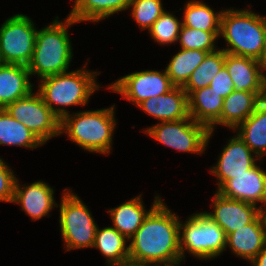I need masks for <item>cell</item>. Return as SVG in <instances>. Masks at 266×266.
I'll list each match as a JSON object with an SVG mask.
<instances>
[{"label": "cell", "instance_id": "9a60e30c", "mask_svg": "<svg viewBox=\"0 0 266 266\" xmlns=\"http://www.w3.org/2000/svg\"><path fill=\"white\" fill-rule=\"evenodd\" d=\"M17 179L12 203L21 204V209L31 217L32 220H39L48 216L53 207H58L54 201V190L48 183L35 181L30 185H21Z\"/></svg>", "mask_w": 266, "mask_h": 266}, {"label": "cell", "instance_id": "7c38bea8", "mask_svg": "<svg viewBox=\"0 0 266 266\" xmlns=\"http://www.w3.org/2000/svg\"><path fill=\"white\" fill-rule=\"evenodd\" d=\"M212 199L214 211L204 213L224 230L226 237L252 223L261 214L260 206L226 198L217 191Z\"/></svg>", "mask_w": 266, "mask_h": 266}, {"label": "cell", "instance_id": "3957f363", "mask_svg": "<svg viewBox=\"0 0 266 266\" xmlns=\"http://www.w3.org/2000/svg\"><path fill=\"white\" fill-rule=\"evenodd\" d=\"M228 44L225 53L265 63V17L250 9H226L221 15L220 37Z\"/></svg>", "mask_w": 266, "mask_h": 266}, {"label": "cell", "instance_id": "74e56055", "mask_svg": "<svg viewBox=\"0 0 266 266\" xmlns=\"http://www.w3.org/2000/svg\"><path fill=\"white\" fill-rule=\"evenodd\" d=\"M261 214L263 216L265 226H266V206L264 208H261Z\"/></svg>", "mask_w": 266, "mask_h": 266}, {"label": "cell", "instance_id": "d6986e66", "mask_svg": "<svg viewBox=\"0 0 266 266\" xmlns=\"http://www.w3.org/2000/svg\"><path fill=\"white\" fill-rule=\"evenodd\" d=\"M223 102L224 98L209 86L194 90L188 96L189 115L213 132L215 125H220Z\"/></svg>", "mask_w": 266, "mask_h": 266}, {"label": "cell", "instance_id": "ba28073f", "mask_svg": "<svg viewBox=\"0 0 266 266\" xmlns=\"http://www.w3.org/2000/svg\"><path fill=\"white\" fill-rule=\"evenodd\" d=\"M143 132L160 144L177 151L202 154L213 132L190 116L177 121L159 122Z\"/></svg>", "mask_w": 266, "mask_h": 266}, {"label": "cell", "instance_id": "d590c367", "mask_svg": "<svg viewBox=\"0 0 266 266\" xmlns=\"http://www.w3.org/2000/svg\"><path fill=\"white\" fill-rule=\"evenodd\" d=\"M264 71H266V63H264ZM263 100L266 101V75L263 78Z\"/></svg>", "mask_w": 266, "mask_h": 266}, {"label": "cell", "instance_id": "4fadbf2b", "mask_svg": "<svg viewBox=\"0 0 266 266\" xmlns=\"http://www.w3.org/2000/svg\"><path fill=\"white\" fill-rule=\"evenodd\" d=\"M253 154L252 150L238 135L232 137L227 145L224 146L220 156H218L219 158L215 166L210 169V172L218 180V188L216 191L229 179L251 169L256 164L257 159L260 160Z\"/></svg>", "mask_w": 266, "mask_h": 266}, {"label": "cell", "instance_id": "83f0119b", "mask_svg": "<svg viewBox=\"0 0 266 266\" xmlns=\"http://www.w3.org/2000/svg\"><path fill=\"white\" fill-rule=\"evenodd\" d=\"M184 7L182 25L203 31H220L223 10L215 12L199 0L188 1Z\"/></svg>", "mask_w": 266, "mask_h": 266}, {"label": "cell", "instance_id": "44dd1931", "mask_svg": "<svg viewBox=\"0 0 266 266\" xmlns=\"http://www.w3.org/2000/svg\"><path fill=\"white\" fill-rule=\"evenodd\" d=\"M263 100V92L236 91L224 98L220 125L235 129L244 122Z\"/></svg>", "mask_w": 266, "mask_h": 266}, {"label": "cell", "instance_id": "4dcf8cb0", "mask_svg": "<svg viewBox=\"0 0 266 266\" xmlns=\"http://www.w3.org/2000/svg\"><path fill=\"white\" fill-rule=\"evenodd\" d=\"M181 26L182 22L175 15L164 11L148 31L154 41L168 45L178 40Z\"/></svg>", "mask_w": 266, "mask_h": 266}, {"label": "cell", "instance_id": "836d02e7", "mask_svg": "<svg viewBox=\"0 0 266 266\" xmlns=\"http://www.w3.org/2000/svg\"><path fill=\"white\" fill-rule=\"evenodd\" d=\"M209 87L214 89L223 98L235 90L232 79L225 66L214 76Z\"/></svg>", "mask_w": 266, "mask_h": 266}, {"label": "cell", "instance_id": "484cf974", "mask_svg": "<svg viewBox=\"0 0 266 266\" xmlns=\"http://www.w3.org/2000/svg\"><path fill=\"white\" fill-rule=\"evenodd\" d=\"M125 236L114 227L97 228L93 247L100 250L107 258L108 265L124 264L129 261V246Z\"/></svg>", "mask_w": 266, "mask_h": 266}, {"label": "cell", "instance_id": "d4e9b609", "mask_svg": "<svg viewBox=\"0 0 266 266\" xmlns=\"http://www.w3.org/2000/svg\"><path fill=\"white\" fill-rule=\"evenodd\" d=\"M44 143L20 121L0 108V145L22 146L35 149Z\"/></svg>", "mask_w": 266, "mask_h": 266}, {"label": "cell", "instance_id": "603a6c76", "mask_svg": "<svg viewBox=\"0 0 266 266\" xmlns=\"http://www.w3.org/2000/svg\"><path fill=\"white\" fill-rule=\"evenodd\" d=\"M237 135L262 159L266 154V101L262 100L255 111L235 129Z\"/></svg>", "mask_w": 266, "mask_h": 266}, {"label": "cell", "instance_id": "f1b7e54d", "mask_svg": "<svg viewBox=\"0 0 266 266\" xmlns=\"http://www.w3.org/2000/svg\"><path fill=\"white\" fill-rule=\"evenodd\" d=\"M225 63V52L219 49L208 53L201 64L192 72L183 89L189 96L194 90L208 87L214 76Z\"/></svg>", "mask_w": 266, "mask_h": 266}, {"label": "cell", "instance_id": "8992f818", "mask_svg": "<svg viewBox=\"0 0 266 266\" xmlns=\"http://www.w3.org/2000/svg\"><path fill=\"white\" fill-rule=\"evenodd\" d=\"M179 238L182 260L186 251L208 260L220 256L227 248L224 230L204 212L192 214L185 223L179 221Z\"/></svg>", "mask_w": 266, "mask_h": 266}, {"label": "cell", "instance_id": "1f68e13d", "mask_svg": "<svg viewBox=\"0 0 266 266\" xmlns=\"http://www.w3.org/2000/svg\"><path fill=\"white\" fill-rule=\"evenodd\" d=\"M161 0H131V15L141 30L150 29L153 23L165 11Z\"/></svg>", "mask_w": 266, "mask_h": 266}, {"label": "cell", "instance_id": "e575fe53", "mask_svg": "<svg viewBox=\"0 0 266 266\" xmlns=\"http://www.w3.org/2000/svg\"><path fill=\"white\" fill-rule=\"evenodd\" d=\"M250 263L253 266H266V247L263 248Z\"/></svg>", "mask_w": 266, "mask_h": 266}, {"label": "cell", "instance_id": "cb8c5ba5", "mask_svg": "<svg viewBox=\"0 0 266 266\" xmlns=\"http://www.w3.org/2000/svg\"><path fill=\"white\" fill-rule=\"evenodd\" d=\"M131 0H74L68 17L79 22H98L129 9Z\"/></svg>", "mask_w": 266, "mask_h": 266}, {"label": "cell", "instance_id": "9c48e42d", "mask_svg": "<svg viewBox=\"0 0 266 266\" xmlns=\"http://www.w3.org/2000/svg\"><path fill=\"white\" fill-rule=\"evenodd\" d=\"M30 17L16 14L0 27V59L3 64L27 66L35 47L37 29Z\"/></svg>", "mask_w": 266, "mask_h": 266}, {"label": "cell", "instance_id": "e0dca14e", "mask_svg": "<svg viewBox=\"0 0 266 266\" xmlns=\"http://www.w3.org/2000/svg\"><path fill=\"white\" fill-rule=\"evenodd\" d=\"M236 91L263 92L264 63L225 53V63Z\"/></svg>", "mask_w": 266, "mask_h": 266}, {"label": "cell", "instance_id": "f35d334b", "mask_svg": "<svg viewBox=\"0 0 266 266\" xmlns=\"http://www.w3.org/2000/svg\"><path fill=\"white\" fill-rule=\"evenodd\" d=\"M180 263H181V261H178V262H175V263L159 265V266H178V265H180Z\"/></svg>", "mask_w": 266, "mask_h": 266}, {"label": "cell", "instance_id": "7402d4cb", "mask_svg": "<svg viewBox=\"0 0 266 266\" xmlns=\"http://www.w3.org/2000/svg\"><path fill=\"white\" fill-rule=\"evenodd\" d=\"M150 210H146L141 194L129 201L108 210L111 215L113 227L128 240L141 227L143 220L149 212L162 200L159 195L154 198Z\"/></svg>", "mask_w": 266, "mask_h": 266}, {"label": "cell", "instance_id": "6da1fadb", "mask_svg": "<svg viewBox=\"0 0 266 266\" xmlns=\"http://www.w3.org/2000/svg\"><path fill=\"white\" fill-rule=\"evenodd\" d=\"M179 221L161 200L129 239V261L157 265L182 261Z\"/></svg>", "mask_w": 266, "mask_h": 266}, {"label": "cell", "instance_id": "d6a6232c", "mask_svg": "<svg viewBox=\"0 0 266 266\" xmlns=\"http://www.w3.org/2000/svg\"><path fill=\"white\" fill-rule=\"evenodd\" d=\"M16 180L13 170L0 158V201H13Z\"/></svg>", "mask_w": 266, "mask_h": 266}, {"label": "cell", "instance_id": "8fae6325", "mask_svg": "<svg viewBox=\"0 0 266 266\" xmlns=\"http://www.w3.org/2000/svg\"><path fill=\"white\" fill-rule=\"evenodd\" d=\"M174 87L165 70L162 73L157 70H145L125 75L107 88L120 93L122 98L137 106L142 101L163 95Z\"/></svg>", "mask_w": 266, "mask_h": 266}, {"label": "cell", "instance_id": "8d00e7d4", "mask_svg": "<svg viewBox=\"0 0 266 266\" xmlns=\"http://www.w3.org/2000/svg\"><path fill=\"white\" fill-rule=\"evenodd\" d=\"M130 266H159V265L147 264V263H136V262L130 261Z\"/></svg>", "mask_w": 266, "mask_h": 266}, {"label": "cell", "instance_id": "4316f807", "mask_svg": "<svg viewBox=\"0 0 266 266\" xmlns=\"http://www.w3.org/2000/svg\"><path fill=\"white\" fill-rule=\"evenodd\" d=\"M207 54L208 52L197 49L179 50L165 68L171 82L175 86L183 87Z\"/></svg>", "mask_w": 266, "mask_h": 266}, {"label": "cell", "instance_id": "60d3db41", "mask_svg": "<svg viewBox=\"0 0 266 266\" xmlns=\"http://www.w3.org/2000/svg\"><path fill=\"white\" fill-rule=\"evenodd\" d=\"M110 266H130V261H128L124 264H115V265H110Z\"/></svg>", "mask_w": 266, "mask_h": 266}, {"label": "cell", "instance_id": "ac0fdd59", "mask_svg": "<svg viewBox=\"0 0 266 266\" xmlns=\"http://www.w3.org/2000/svg\"><path fill=\"white\" fill-rule=\"evenodd\" d=\"M226 245L238 257L250 262L266 247V226L262 214L252 223L230 233Z\"/></svg>", "mask_w": 266, "mask_h": 266}, {"label": "cell", "instance_id": "f546056e", "mask_svg": "<svg viewBox=\"0 0 266 266\" xmlns=\"http://www.w3.org/2000/svg\"><path fill=\"white\" fill-rule=\"evenodd\" d=\"M219 37L220 31H203L182 25L177 41L181 44L180 49H197L211 53L218 50L214 43Z\"/></svg>", "mask_w": 266, "mask_h": 266}, {"label": "cell", "instance_id": "7a4b0ae2", "mask_svg": "<svg viewBox=\"0 0 266 266\" xmlns=\"http://www.w3.org/2000/svg\"><path fill=\"white\" fill-rule=\"evenodd\" d=\"M44 28L37 30L32 58L27 65L30 76L41 79L68 72L73 52L68 35V27L77 22L68 17L64 22L59 17Z\"/></svg>", "mask_w": 266, "mask_h": 266}, {"label": "cell", "instance_id": "5bb4252c", "mask_svg": "<svg viewBox=\"0 0 266 266\" xmlns=\"http://www.w3.org/2000/svg\"><path fill=\"white\" fill-rule=\"evenodd\" d=\"M217 192L234 200L266 206V171L255 164L251 169L229 179ZM264 205V206H263Z\"/></svg>", "mask_w": 266, "mask_h": 266}, {"label": "cell", "instance_id": "30bf717a", "mask_svg": "<svg viewBox=\"0 0 266 266\" xmlns=\"http://www.w3.org/2000/svg\"><path fill=\"white\" fill-rule=\"evenodd\" d=\"M4 109L35 133L44 144L52 137L60 135V119L44 103L38 92L32 91Z\"/></svg>", "mask_w": 266, "mask_h": 266}, {"label": "cell", "instance_id": "2e32d148", "mask_svg": "<svg viewBox=\"0 0 266 266\" xmlns=\"http://www.w3.org/2000/svg\"><path fill=\"white\" fill-rule=\"evenodd\" d=\"M137 107L160 122L177 121L190 116L188 96L181 86H175L158 97H150Z\"/></svg>", "mask_w": 266, "mask_h": 266}, {"label": "cell", "instance_id": "ffe728a7", "mask_svg": "<svg viewBox=\"0 0 266 266\" xmlns=\"http://www.w3.org/2000/svg\"><path fill=\"white\" fill-rule=\"evenodd\" d=\"M32 87L27 66L0 64V108L28 96Z\"/></svg>", "mask_w": 266, "mask_h": 266}, {"label": "cell", "instance_id": "277c9868", "mask_svg": "<svg viewBox=\"0 0 266 266\" xmlns=\"http://www.w3.org/2000/svg\"><path fill=\"white\" fill-rule=\"evenodd\" d=\"M115 105L92 111L65 115L60 120V134L90 153L110 154L116 127Z\"/></svg>", "mask_w": 266, "mask_h": 266}, {"label": "cell", "instance_id": "5b68a950", "mask_svg": "<svg viewBox=\"0 0 266 266\" xmlns=\"http://www.w3.org/2000/svg\"><path fill=\"white\" fill-rule=\"evenodd\" d=\"M84 65L85 68L48 76L39 82L38 93L60 120L69 114L64 107L85 106L90 96L100 87L95 79L100 72H90L86 69L87 64Z\"/></svg>", "mask_w": 266, "mask_h": 266}, {"label": "cell", "instance_id": "ab89813d", "mask_svg": "<svg viewBox=\"0 0 266 266\" xmlns=\"http://www.w3.org/2000/svg\"><path fill=\"white\" fill-rule=\"evenodd\" d=\"M265 63H266V16H265Z\"/></svg>", "mask_w": 266, "mask_h": 266}, {"label": "cell", "instance_id": "52a82bcc", "mask_svg": "<svg viewBox=\"0 0 266 266\" xmlns=\"http://www.w3.org/2000/svg\"><path fill=\"white\" fill-rule=\"evenodd\" d=\"M60 207V232L65 250L93 247L98 225L82 200L65 188Z\"/></svg>", "mask_w": 266, "mask_h": 266}]
</instances>
